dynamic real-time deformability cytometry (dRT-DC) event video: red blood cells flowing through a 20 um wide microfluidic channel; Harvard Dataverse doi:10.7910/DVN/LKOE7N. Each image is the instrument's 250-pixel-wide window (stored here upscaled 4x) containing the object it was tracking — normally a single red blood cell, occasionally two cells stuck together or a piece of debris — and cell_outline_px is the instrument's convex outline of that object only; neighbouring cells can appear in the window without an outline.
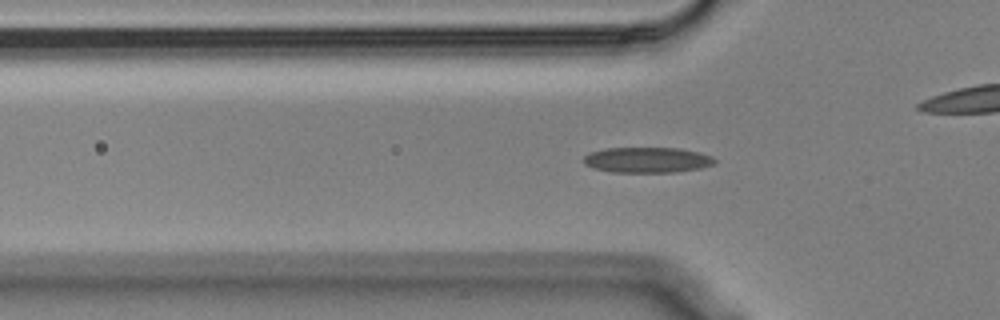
{"species": "Egyptian fruit bat (a non-hibernating species)", "species_latin": "Rousettus aegyptiacus", "temperature_condition": "cold", "stored_images_in_passage": 54, "camera_frame_rate_fps": 3000, "um_per_image_px": 0.085, "animal": {"sex": "male"}, "frame": {"image": 1, "passage_image": 15, "time_ms": 4.667, "image_size_px": [1000, 320], "cell_outline_px": [[716, 164], [700, 168], [676, 172], [612, 172], [592, 168], [584, 164], [584, 156], [588, 152], [604, 148], [680, 148], [712, 156], [716, 160]], "centroid_in_image_um": [54.99, 13.59], "position_along_channel_um": 70.8, "area_um2": 19.59}}
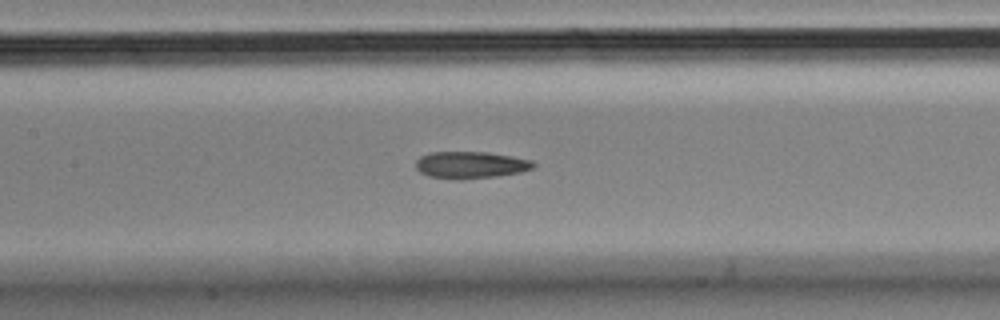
{"frame": {"image": 2, "passage_image": 23, "time_ms": 7.333, "image_size_px": [1000, 320], "cell_outline_px": [[536, 164], [532, 168], [520, 172], [500, 176], [460, 180], [456, 180], [428, 176], [420, 172], [416, 168], [416, 160], [420, 156], [432, 152], [488, 152], [512, 156], [532, 160]], "centroid_in_image_um": [40.0, 14.03], "position_along_channel_um": 167.4, "area_um2": 18.67}}
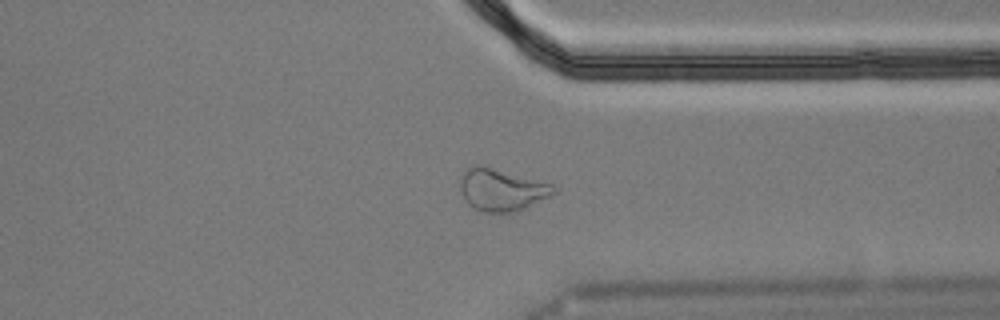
{"frame": {"image": 3, "passage_image": 40, "time_ms": 13.0, "image_size_px": [1000, 320], "cell_outline_px": [[556, 192], [524, 208], [512, 212], [484, 212], [472, 208], [468, 204], [460, 188], [460, 180], [464, 172], [468, 168], [476, 164], [480, 164], [552, 184], [556, 188]], "centroid_in_image_um": [42.6, 16.12], "position_along_channel_um": 368.8, "area_um2": 22.6}, "authors_computed_cell_mechanics": {"area_um2": 18.785, "velocity_mm_per_s": 3.583, "shape_relaxation_time_tau1_ms": null, "shape_relaxation_time_tau2_ms": 3.5388, "deformation_change_tau1": null, "deformation_change_tau2": 0.113}}